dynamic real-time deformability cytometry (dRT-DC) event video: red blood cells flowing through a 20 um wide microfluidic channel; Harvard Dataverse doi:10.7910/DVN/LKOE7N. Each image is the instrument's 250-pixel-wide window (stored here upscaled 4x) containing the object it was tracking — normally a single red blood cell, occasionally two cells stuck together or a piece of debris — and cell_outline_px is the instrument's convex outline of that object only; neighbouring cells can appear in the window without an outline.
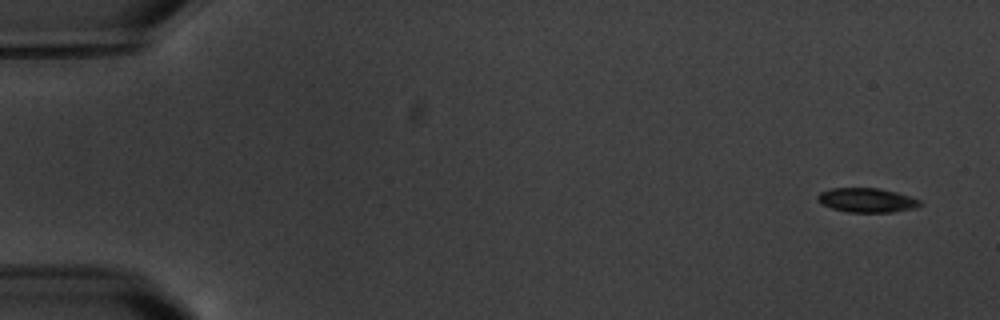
{"species": "common noctule bat (a hibernating species)", "species_latin": "Nyctalus noctula", "temperature_condition": "warm", "stored_images_in_passage": 5, "camera_frame_rate_fps": 3000, "um_per_image_px": 0.085, "animal": {"sex": "male", "body_mass_g": 20.1, "forearm_length_mm": 53.5}, "frame": {"image": 1, "passage_image": 1, "time_ms": 0.0, "image_size_px": [1000, 320], "cell_outline_px": [[924, 204], [916, 208], [892, 212], [848, 212], [832, 208], [820, 204], [816, 200], [816, 196], [820, 192], [832, 188], [876, 188], [896, 192], [920, 200]], "centroid_in_image_um": [73.66, 17.02], "position_along_channel_um": 11.3, "area_um2": 14.57}}
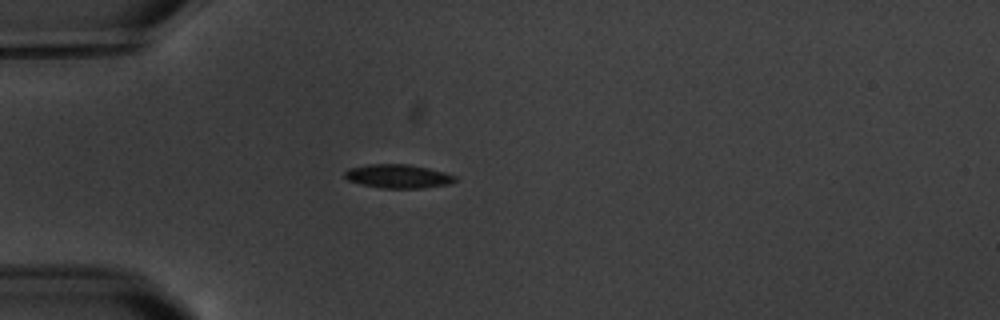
{"frame": {"image": 2, "passage_image": 5, "time_ms": 4.667, "image_size_px": [1000, 320], "cell_outline_px": [[456, 180], [452, 184], [424, 188], [380, 188], [348, 180], [344, 176], [344, 172], [348, 168], [368, 164], [408, 164], [428, 168], [444, 172], [456, 176]], "centroid_in_image_um": [33.86, 14.98], "position_along_channel_um": 51.1, "area_um2": 15.32}}